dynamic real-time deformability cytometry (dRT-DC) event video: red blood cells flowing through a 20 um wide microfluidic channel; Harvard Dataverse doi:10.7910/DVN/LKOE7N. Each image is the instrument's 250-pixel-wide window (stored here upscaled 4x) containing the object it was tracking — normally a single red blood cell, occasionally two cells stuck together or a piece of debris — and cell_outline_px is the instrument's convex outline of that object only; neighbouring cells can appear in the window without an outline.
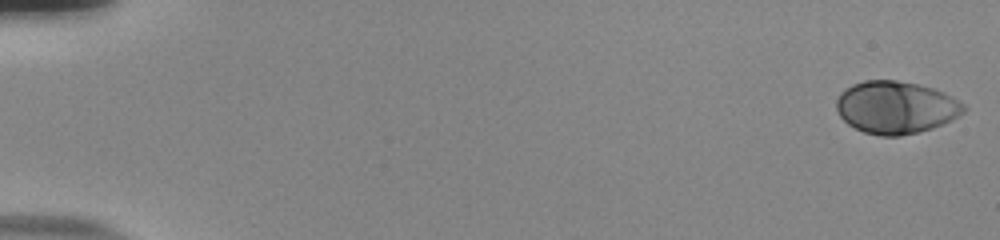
{"species": "human", "species_latin": "Homo sapiens", "temperature_condition": "room temperature", "stored_images_in_passage": 54, "camera_frame_rate_fps": 3000, "um_per_image_px": 0.085, "donor": {"sex": "male"}, "frame": {"image": 1, "passage_image": 1, "time_ms": 0.0, "image_size_px": [1000, 240], "cell_outline_px": [[968, 108], [964, 112], [952, 120], [932, 128], [900, 136], [880, 136], [864, 132], [848, 124], [840, 116], [836, 108], [836, 100], [840, 92], [852, 84], [864, 80], [896, 80], [916, 84], [932, 88], [944, 92], [952, 96], [964, 104]], "centroid_in_image_um": [76.14, 9.12], "position_along_channel_um": 8.9, "area_um2": 39.02}}
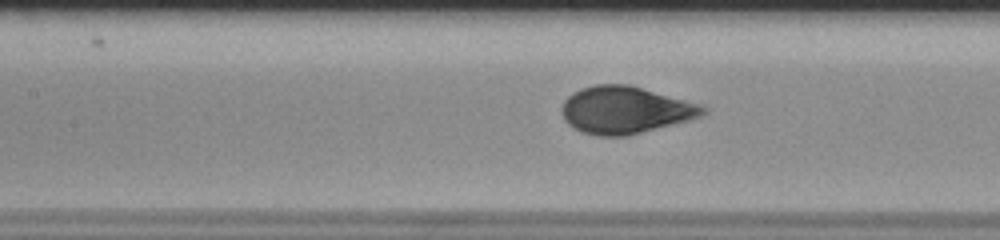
{"frame": {"image": 2, "passage_image": 26, "time_ms": 8.333, "image_size_px": [1000, 240], "cell_outline_px": [[708, 112], [700, 116], [688, 120], [628, 136], [596, 136], [580, 132], [568, 124], [564, 120], [560, 112], [560, 108], [564, 100], [572, 92], [580, 88], [596, 84], [628, 84], [700, 104], [708, 108]], "centroid_in_image_um": [53.09, 9.35], "position_along_channel_um": 154.3, "area_um2": 39.07}}
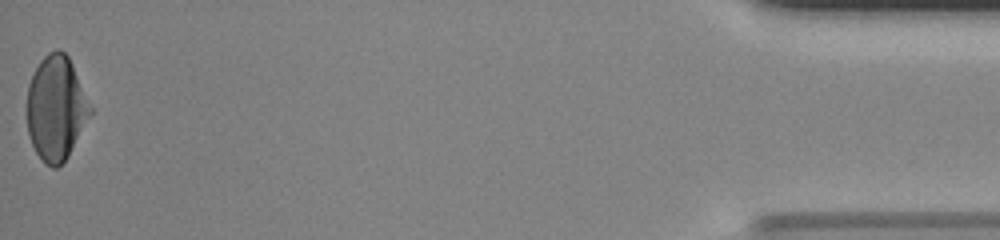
{"frame": {"image": 3, "passage_image": 54, "time_ms": 17.667, "image_size_px": [1000, 240], "cell_outline_px": [[92, 112], [68, 156], [56, 168], [52, 168], [44, 164], [36, 152], [32, 144], [28, 132], [28, 84], [40, 60], [48, 52], [56, 48], [60, 48], [68, 56], [72, 64], [92, 108]], "centroid_in_image_um": [4.76, 9.18], "position_along_channel_um": 430.4, "area_um2": 38.21}, "authors_computed_cell_mechanics": {"area_um2": 38.5237, "velocity_mm_per_s": 3.8648, "shape_relaxation_time_tau1_ms": 3.6389, "shape_relaxation_time_tau2_ms": null, "deformation_change_tau1": 0.1923, "deformation_change_tau2": null}}